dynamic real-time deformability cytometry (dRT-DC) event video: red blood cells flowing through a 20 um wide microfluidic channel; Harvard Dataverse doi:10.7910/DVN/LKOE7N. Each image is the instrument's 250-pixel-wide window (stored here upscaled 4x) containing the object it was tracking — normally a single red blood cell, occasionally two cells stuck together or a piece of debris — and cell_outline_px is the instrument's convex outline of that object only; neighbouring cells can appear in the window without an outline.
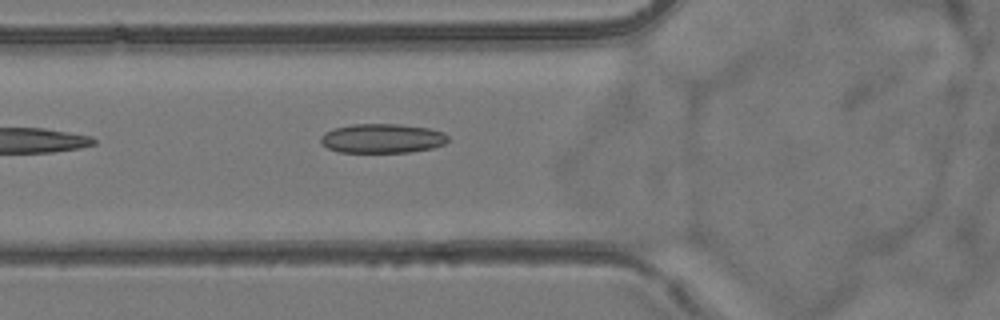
{"species": "common noctule bat (a hibernating species)", "species_latin": "Nyctalus noctula", "temperature_condition": "room temperature", "stored_images_in_passage": 5, "camera_frame_rate_fps": 3000, "um_per_image_px": 0.085, "animal": {"sex": "female", "body_mass_g": 24.6, "forearm_length_mm": 56.2}, "frame": {"image": 1, "passage_image": 5, "time_ms": 5.667, "image_size_px": [1000, 320], "cell_outline_px": [[448, 140], [444, 144], [432, 148], [408, 152], [336, 152], [320, 144], [320, 136], [324, 132], [336, 128], [352, 124], [400, 124], [428, 128], [444, 132], [448, 136]], "centroid_in_image_um": [32.46, 11.76], "position_along_channel_um": 93.3, "area_um2": 21.85}}